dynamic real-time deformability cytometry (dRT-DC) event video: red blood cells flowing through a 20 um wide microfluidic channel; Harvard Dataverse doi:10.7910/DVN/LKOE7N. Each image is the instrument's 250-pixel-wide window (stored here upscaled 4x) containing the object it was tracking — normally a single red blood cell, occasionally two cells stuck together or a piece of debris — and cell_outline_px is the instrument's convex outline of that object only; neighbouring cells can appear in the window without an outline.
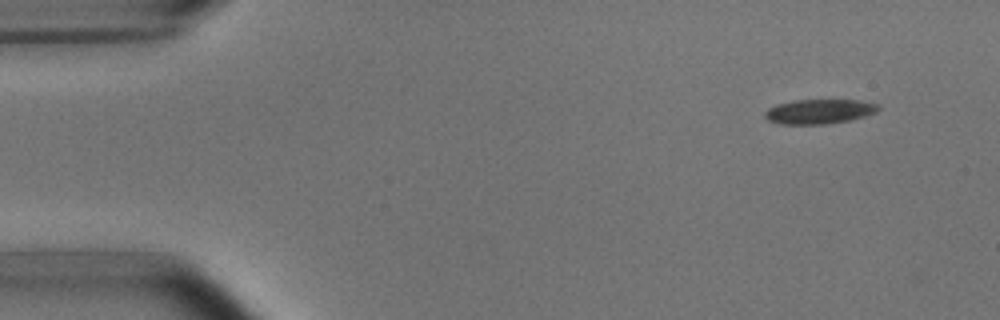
{"species": "common noctule bat (a hibernating species)", "species_latin": "Nyctalus noctula", "temperature_condition": "room temperature", "stored_images_in_passage": 5, "camera_frame_rate_fps": 3000, "um_per_image_px": 0.085, "animal": {"sex": "male", "body_mass_g": 15.6}, "frame": {"image": 1, "passage_image": 2, "time_ms": 1.0, "image_size_px": [1000, 320], "cell_outline_px": [[880, 108], [876, 112], [864, 116], [848, 120], [824, 124], [780, 124], [768, 120], [764, 116], [764, 112], [768, 108], [776, 104], [796, 100], [856, 100], [880, 104]], "centroid_in_image_um": [69.61, 9.47], "position_along_channel_um": 15.4, "area_um2": 16.18}}
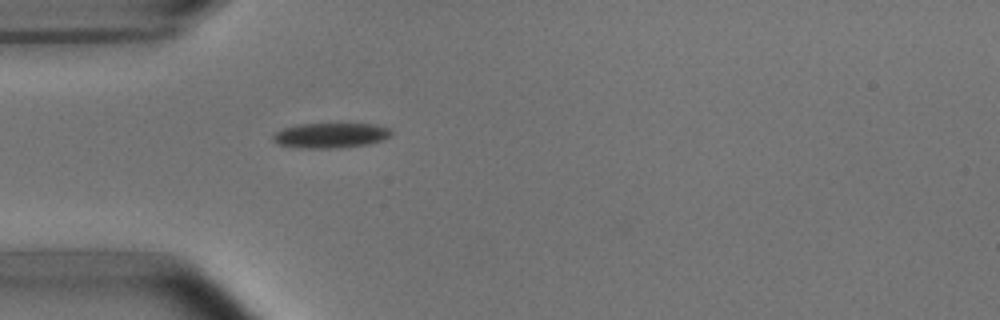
{"frame": {"image": 2, "passage_image": 5, "time_ms": 4.667, "image_size_px": [1000, 320], "cell_outline_px": [[392, 136], [384, 140], [368, 144], [336, 148], [296, 148], [276, 144], [272, 140], [272, 136], [276, 132], [284, 128], [296, 124], [372, 124], [388, 128], [392, 132]], "centroid_in_image_um": [28.07, 11.52], "position_along_channel_um": 56.9, "area_um2": 17.4}}